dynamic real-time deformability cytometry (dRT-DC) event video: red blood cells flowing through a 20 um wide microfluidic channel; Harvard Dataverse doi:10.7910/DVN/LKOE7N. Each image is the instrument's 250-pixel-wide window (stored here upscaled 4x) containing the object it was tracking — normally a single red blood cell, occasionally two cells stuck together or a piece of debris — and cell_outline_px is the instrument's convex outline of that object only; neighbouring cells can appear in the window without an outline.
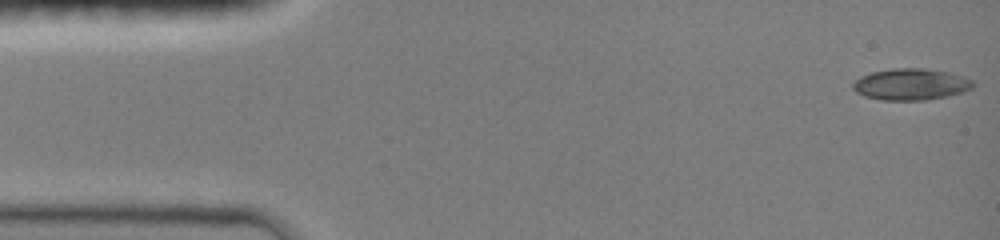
{"species": "common noctule bat (a hibernating species)", "species_latin": "Nyctalus noctula", "temperature_condition": "room temperature", "stored_images_in_passage": 4, "camera_frame_rate_fps": 3000, "um_per_image_px": 0.085, "animal": {"sex": "female", "body_mass_g": 19.0, "forearm_length_mm": 51.5}, "frame": {"image": 1, "passage_image": 1, "time_ms": 0.0, "image_size_px": [1000, 240], "cell_outline_px": [[976, 84], [972, 88], [948, 96], [928, 100], [880, 100], [864, 96], [856, 92], [852, 88], [852, 84], [860, 76], [872, 72], [892, 68], [924, 68], [948, 72], [964, 76], [972, 80]], "centroid_in_image_um": [77.42, 7.17], "position_along_channel_um": 7.6, "area_um2": 22.2}}
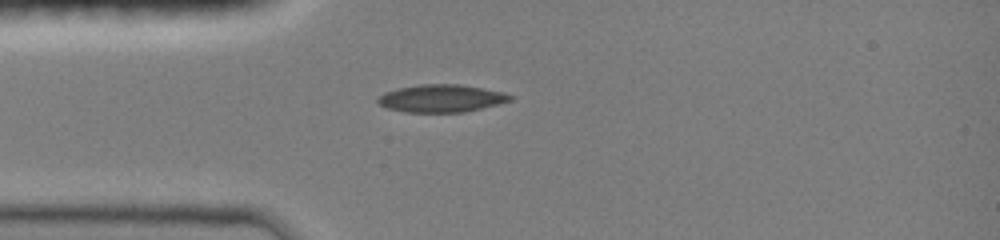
{"frame": {"image": 2, "passage_image": 4, "time_ms": 3.667, "image_size_px": [1000, 240], "cell_outline_px": [[512, 100], [464, 112], [408, 112], [388, 108], [380, 104], [376, 100], [384, 92], [400, 88], [420, 84], [460, 84], [504, 92], [512, 96]], "centroid_in_image_um": [37.51, 8.35], "position_along_channel_um": 47.5, "area_um2": 20.98}}